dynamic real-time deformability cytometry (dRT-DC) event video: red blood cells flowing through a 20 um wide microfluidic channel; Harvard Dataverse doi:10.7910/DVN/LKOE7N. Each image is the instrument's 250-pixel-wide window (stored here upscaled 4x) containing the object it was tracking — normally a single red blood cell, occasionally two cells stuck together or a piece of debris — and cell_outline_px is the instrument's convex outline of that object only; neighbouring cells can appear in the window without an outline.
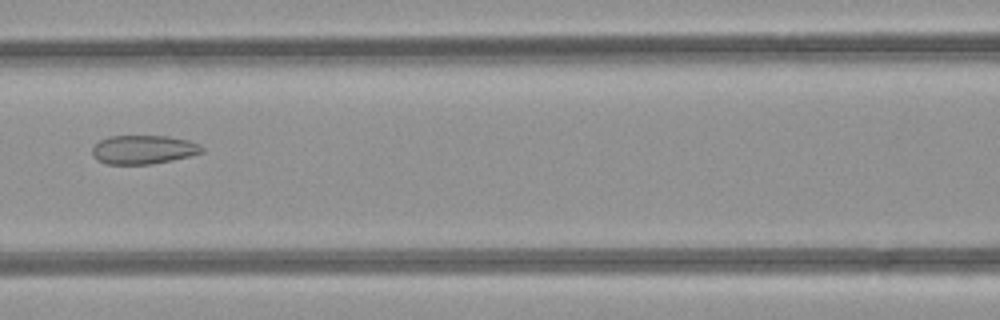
{"species": "common noctule bat (a hibernating species)", "species_latin": "Nyctalus noctula", "temperature_condition": "room temperature", "stored_images_in_passage": 49, "camera_frame_rate_fps": 3000, "um_per_image_px": 0.085, "animal": {"sex": "female", "body_mass_g": 21.9}, "frame": {"image": 1, "passage_image": 22, "time_ms": 7.0, "image_size_px": [1000, 320], "cell_outline_px": [[204, 152], [172, 160], [152, 164], [108, 164], [96, 160], [92, 156], [92, 148], [100, 140], [108, 136], [168, 136], [188, 140], [200, 144], [204, 148]], "centroid_in_image_um": [12.18, 12.71], "position_along_channel_um": 154.4, "area_um2": 18.5}}
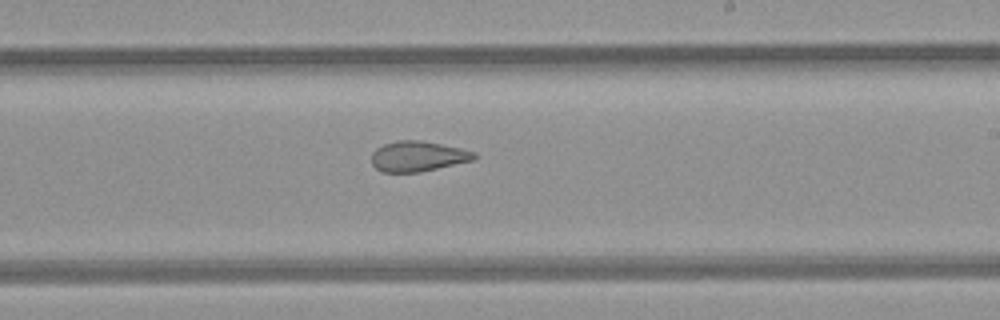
{"frame": {"image": 2, "passage_image": 29, "time_ms": 9.333, "image_size_px": [1000, 320], "cell_outline_px": [[476, 160], [420, 172], [384, 172], [376, 168], [372, 164], [372, 152], [376, 148], [384, 144], [396, 140], [420, 140], [460, 148], [476, 152]], "centroid_in_image_um": [35.53, 13.28], "position_along_channel_um": 253.5, "area_um2": 18.21}}
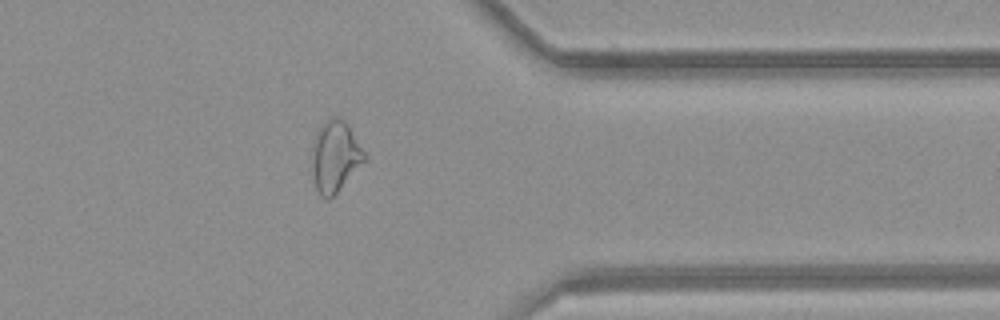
{"frame": {"image": 3, "passage_image": 39, "time_ms": 12.667, "image_size_px": [1000, 320], "cell_outline_px": [[368, 160], [328, 200], [320, 196], [316, 188], [312, 172], [312, 140], [316, 132], [332, 116], [340, 116], [348, 124], [364, 152]], "centroid_in_image_um": [28.49, 13.29], "position_along_channel_um": 382.9, "area_um2": 21.85}, "authors_computed_cell_mechanics": {"area_um2": 23.2934, "velocity_mm_per_s": 4.2573, "shape_relaxation_time_tau1_ms": null, "shape_relaxation_time_tau2_ms": 2.6029, "deformation_change_tau1": null, "deformation_change_tau2": 0.1001}}